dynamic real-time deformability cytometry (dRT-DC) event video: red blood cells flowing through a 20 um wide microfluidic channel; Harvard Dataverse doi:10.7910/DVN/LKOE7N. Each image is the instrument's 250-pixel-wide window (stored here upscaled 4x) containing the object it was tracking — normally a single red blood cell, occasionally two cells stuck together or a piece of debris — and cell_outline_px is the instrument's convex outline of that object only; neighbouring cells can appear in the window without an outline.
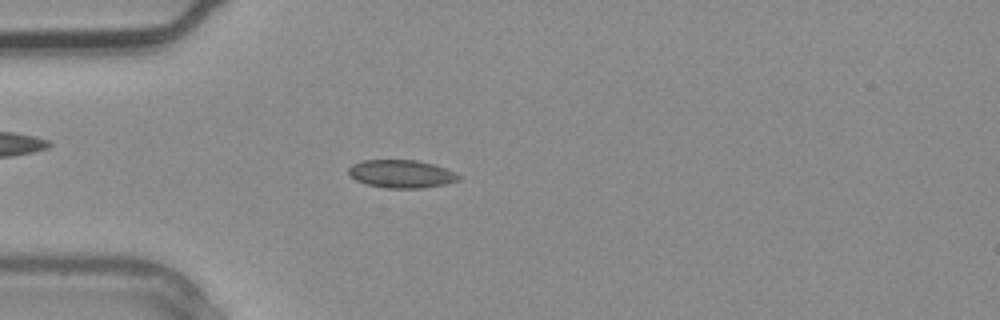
{"species": "common noctule bat (a hibernating species)", "species_latin": "Nyctalus noctula", "temperature_condition": "warm", "stored_images_in_passage": 3, "camera_frame_rate_fps": 3000, "um_per_image_px": 0.085, "animal": {"sex": "male", "body_mass_g": 20.4}, "frame": {"image": 1, "passage_image": 3, "time_ms": 0.667, "image_size_px": [1000, 320], "cell_outline_px": [[460, 180], [444, 184], [424, 188], [388, 188], [368, 184], [356, 180], [348, 176], [348, 168], [352, 164], [364, 160], [416, 160], [432, 164], [444, 168], [460, 176]], "centroid_in_image_um": [34.07, 14.78], "position_along_channel_um": 50.9, "area_um2": 17.8}}